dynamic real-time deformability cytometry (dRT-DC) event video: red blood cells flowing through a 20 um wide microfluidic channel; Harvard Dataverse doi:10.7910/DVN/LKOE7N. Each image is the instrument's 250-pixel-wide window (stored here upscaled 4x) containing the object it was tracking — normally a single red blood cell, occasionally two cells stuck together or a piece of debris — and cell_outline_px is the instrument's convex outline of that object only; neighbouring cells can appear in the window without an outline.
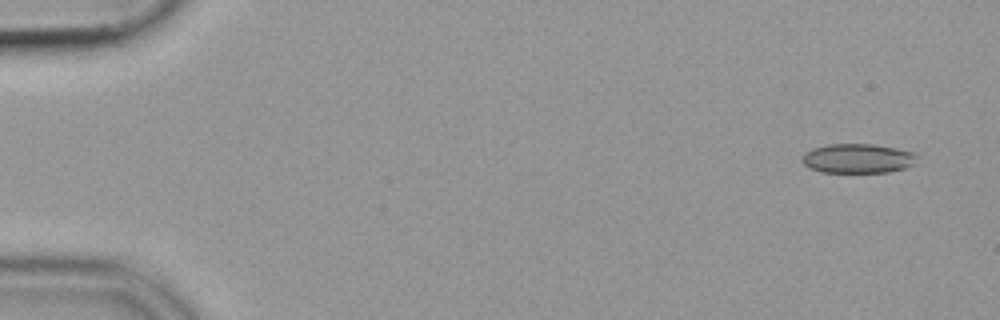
{"species": "common noctule bat (a hibernating species)", "species_latin": "Nyctalus noctula", "temperature_condition": "cold", "stored_images_in_passage": 51, "camera_frame_rate_fps": 3000, "um_per_image_px": 0.085, "animal": {"sex": "female", "body_mass_g": 19.9}, "frame": {"image": 1, "passage_image": 1, "time_ms": 0.0, "image_size_px": [1000, 320], "cell_outline_px": [[916, 156], [912, 164], [904, 168], [888, 172], [820, 172], [804, 164], [800, 160], [804, 152], [812, 148], [828, 144], [872, 144], [896, 148], [912, 152]], "centroid_in_image_um": [72.84, 13.46], "position_along_channel_um": 12.2, "area_um2": 19.54}}
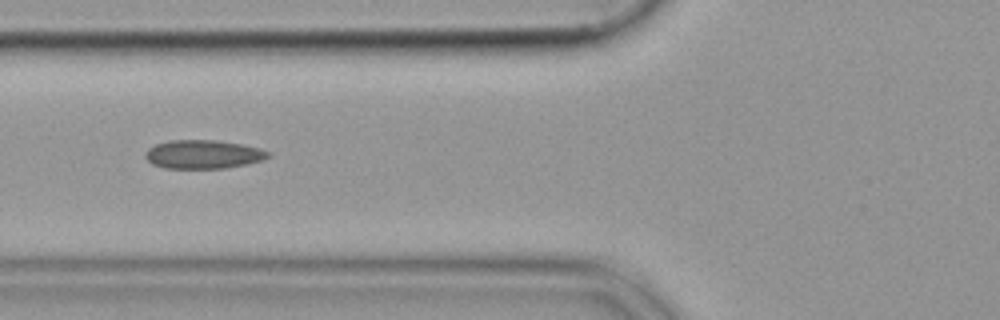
{"frame": {"image": 2, "passage_image": 19, "time_ms": 6.0, "image_size_px": [1000, 320], "cell_outline_px": [[268, 156], [260, 160], [244, 164], [224, 168], [164, 168], [152, 164], [144, 156], [144, 152], [148, 148], [156, 144], [168, 140], [216, 140], [240, 144], [260, 148], [268, 152]], "centroid_in_image_um": [17.19, 13.11], "position_along_channel_um": 108.6, "area_um2": 20.29}}
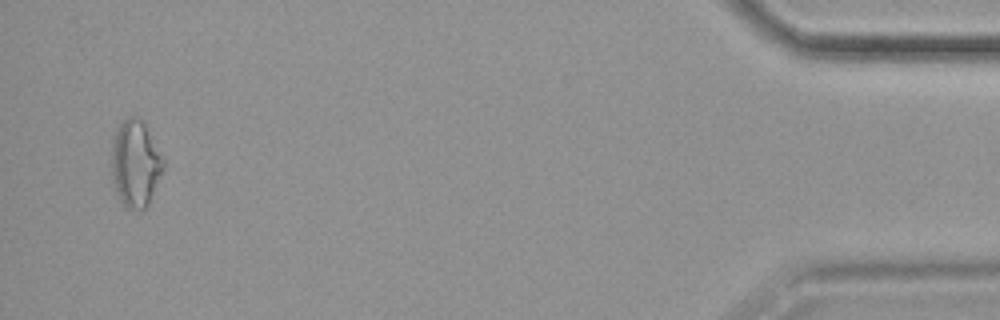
{"frame": {"image": 3, "passage_image": 50, "time_ms": 16.333, "image_size_px": [1000, 320], "cell_outline_px": [[164, 168], [148, 204], [144, 208], [128, 208], [120, 200], [112, 176], [112, 144], [116, 132], [120, 124], [128, 116], [136, 116], [144, 120], [164, 156]], "centroid_in_image_um": [11.55, 13.83], "position_along_channel_um": 423.7, "area_um2": 26.07}}